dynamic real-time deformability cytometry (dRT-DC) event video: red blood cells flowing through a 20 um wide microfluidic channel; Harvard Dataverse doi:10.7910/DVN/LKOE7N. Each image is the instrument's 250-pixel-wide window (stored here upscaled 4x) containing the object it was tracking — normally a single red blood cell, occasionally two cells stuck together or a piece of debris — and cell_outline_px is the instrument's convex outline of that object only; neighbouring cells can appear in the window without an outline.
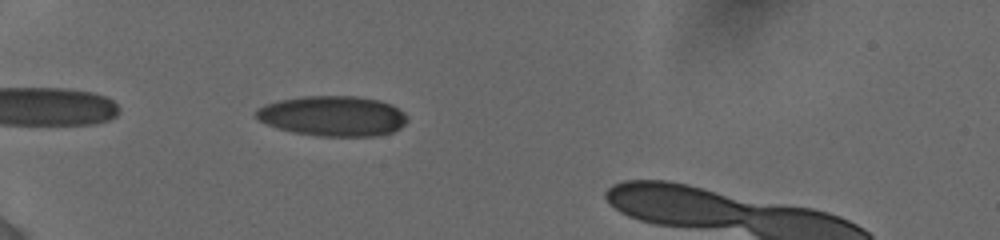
{"species": "human", "species_latin": "Homo sapiens", "temperature_condition": "cold", "stored_images_in_passage": 28, "camera_frame_rate_fps": 3000, "um_per_image_px": 0.085, "donor": {"sex": "female"}, "frame": {"image": 1, "passage_image": 2, "time_ms": 0.667, "image_size_px": [1000, 240], "cell_outline_px": [[408, 120], [400, 128], [392, 132], [376, 136], [320, 136], [292, 132], [268, 124], [260, 120], [256, 116], [256, 108], [264, 104], [280, 100], [300, 96], [356, 96], [380, 100], [392, 104], [404, 112], [408, 116]], "centroid_in_image_um": [28.32, 9.85], "position_along_channel_um": 56.7, "area_um2": 35.55}}
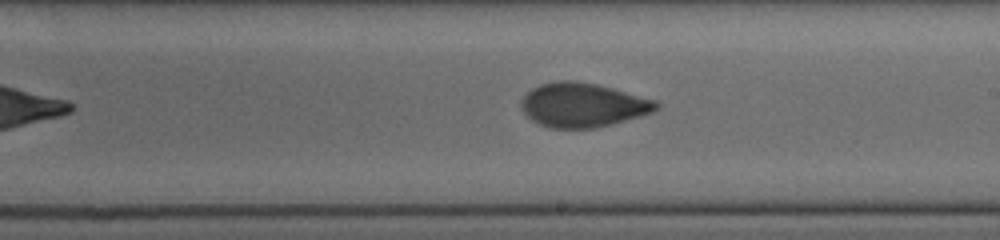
{"frame": {"image": 2, "passage_image": 13, "time_ms": 6.0, "image_size_px": [1000, 240], "cell_outline_px": [[660, 108], [652, 112], [640, 116], [612, 124], [596, 128], [552, 128], [540, 124], [532, 120], [520, 108], [520, 100], [532, 88], [540, 84], [556, 80], [572, 80], [596, 84], [612, 88], [656, 100], [660, 104]], "centroid_in_image_um": [49.53, 8.92], "position_along_channel_um": 239.5, "area_um2": 34.8}}
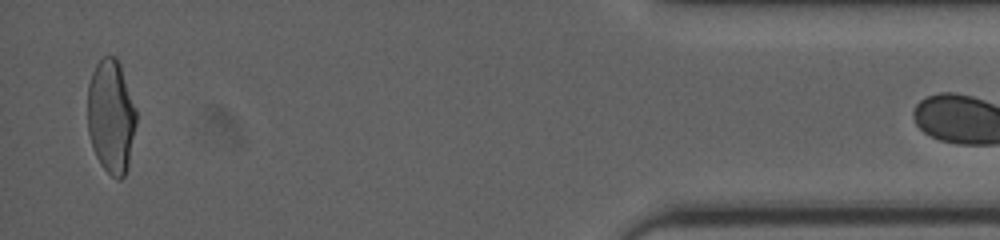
{"frame": {"image": 3, "passage_image": 27, "time_ms": 12.333, "image_size_px": [1000, 240], "cell_outline_px": [[136, 124], [128, 164], [124, 176], [120, 180], [116, 180], [100, 164], [92, 148], [88, 132], [88, 84], [92, 72], [96, 64], [104, 56], [116, 56], [120, 64], [136, 108]], "centroid_in_image_um": [9.43, 9.9], "position_along_channel_um": 425.8, "area_um2": 32.31}}